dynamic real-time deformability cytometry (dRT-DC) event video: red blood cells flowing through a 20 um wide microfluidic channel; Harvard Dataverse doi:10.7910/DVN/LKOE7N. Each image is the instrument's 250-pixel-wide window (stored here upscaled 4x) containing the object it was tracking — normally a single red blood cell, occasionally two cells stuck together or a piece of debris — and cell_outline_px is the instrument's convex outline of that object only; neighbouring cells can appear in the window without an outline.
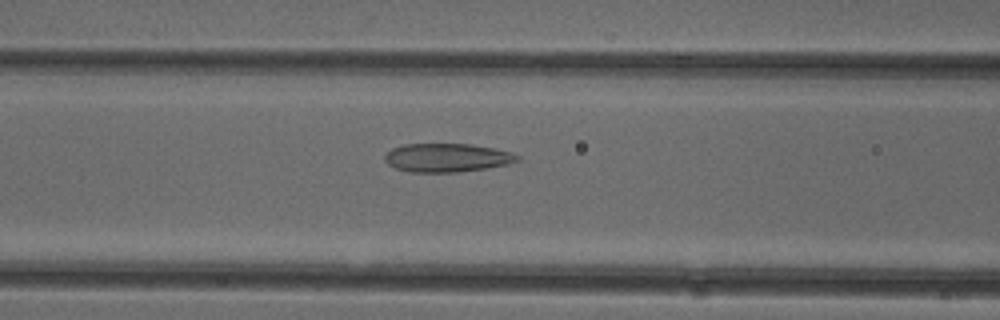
{"species": "common noctule bat (a hibernating species)", "species_latin": "Nyctalus noctula", "temperature_condition": "cold", "stored_images_in_passage": 34, "camera_frame_rate_fps": 3000, "um_per_image_px": 0.085, "animal": {"sex": "female"}, "frame": {"image": 1, "passage_image": 6, "time_ms": 1.667, "image_size_px": [1000, 320], "cell_outline_px": [[520, 160], [508, 164], [488, 168], [456, 172], [412, 172], [396, 168], [388, 164], [384, 160], [384, 156], [392, 148], [404, 144], [472, 144], [512, 152], [520, 156]], "centroid_in_image_um": [38.01, 13.4], "position_along_channel_um": 128.6, "area_um2": 22.08}}
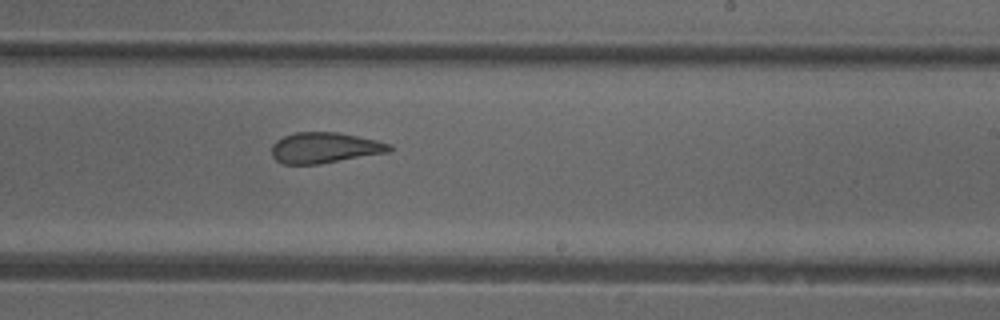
{"frame": {"image": 2, "passage_image": 16, "time_ms": 5.0, "image_size_px": [1000, 320], "cell_outline_px": [[392, 152], [320, 164], [284, 164], [276, 160], [272, 156], [272, 144], [276, 140], [284, 136], [296, 132], [336, 132], [376, 140], [392, 144]], "centroid_in_image_um": [27.62, 12.57], "position_along_channel_um": 261.4, "area_um2": 21.21}}
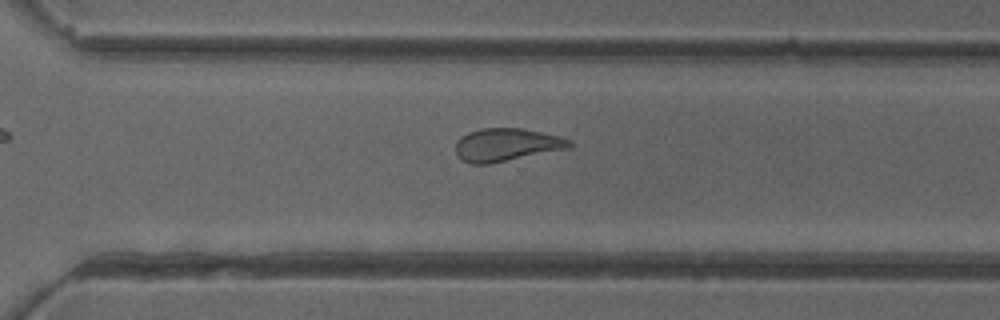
{"frame": {"image": 3, "passage_image": 21, "time_ms": 6.667, "image_size_px": [1000, 320], "cell_outline_px": [[572, 148], [488, 164], [468, 164], [460, 160], [456, 152], [456, 140], [468, 132], [480, 128], [520, 128], [540, 132], [556, 136], [568, 140], [572, 144]], "centroid_in_image_um": [43.0, 12.32], "position_along_channel_um": 327.6, "area_um2": 21.85}, "authors_computed_cell_mechanics": {"area_um2": 22.1663, "velocity_mm_per_s": 3.9943, "shape_relaxation_time_tau1_ms": null, "shape_relaxation_time_tau2_ms": 2.0334, "deformation_change_tau1": null, "deformation_change_tau2": 0.107}}